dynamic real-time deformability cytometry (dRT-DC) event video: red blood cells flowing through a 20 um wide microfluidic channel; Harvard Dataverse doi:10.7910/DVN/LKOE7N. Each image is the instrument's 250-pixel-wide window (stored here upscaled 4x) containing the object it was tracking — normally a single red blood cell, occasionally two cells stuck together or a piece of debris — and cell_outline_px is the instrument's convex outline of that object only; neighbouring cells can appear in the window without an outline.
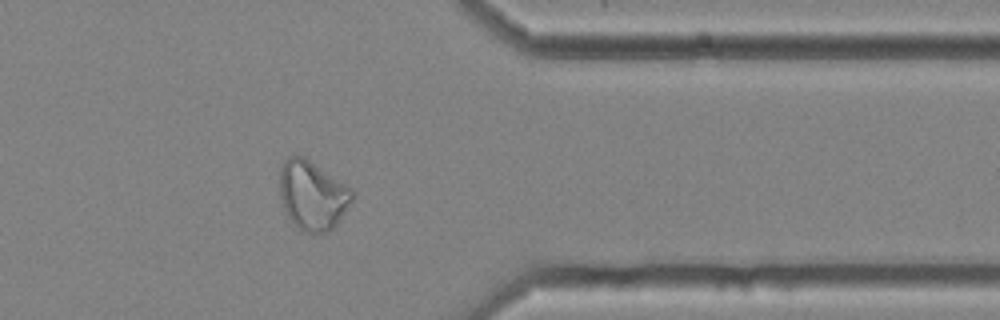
{"species": "common noctule bat (a hibernating species)", "species_latin": "Nyctalus noctula", "temperature_condition": "cold", "stored_images_in_passage": 14, "camera_frame_rate_fps": 3000, "um_per_image_px": 0.085, "animal": {"sex": "female", "body_mass_g": 25.1}, "frame": {"image": 1, "passage_image": 12, "time_ms": 3.667, "image_size_px": [1000, 320], "cell_outline_px": [[356, 196], [348, 208], [336, 224], [328, 232], [300, 232], [284, 212], [280, 196], [280, 168], [284, 160], [292, 152], [304, 156], [352, 188]], "centroid_in_image_um": [26.55, 16.57], "position_along_channel_um": 384.8, "area_um2": 29.77}}